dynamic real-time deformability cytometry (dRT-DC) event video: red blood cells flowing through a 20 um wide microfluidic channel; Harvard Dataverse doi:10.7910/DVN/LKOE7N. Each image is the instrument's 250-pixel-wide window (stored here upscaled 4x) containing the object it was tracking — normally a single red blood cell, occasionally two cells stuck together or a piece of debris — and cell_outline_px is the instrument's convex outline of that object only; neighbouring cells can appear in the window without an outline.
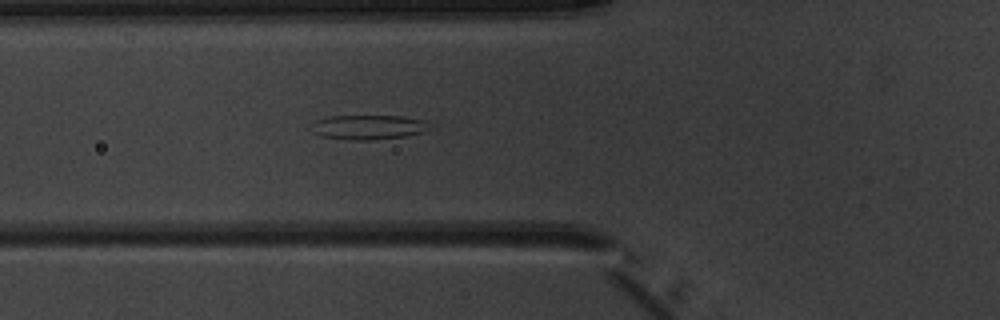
{"species": "common noctule bat (a hibernating species)", "species_latin": "Nyctalus noctula", "temperature_condition": "warm", "stored_images_in_passage": 6, "camera_frame_rate_fps": 3000, "um_per_image_px": 0.085, "animal": {"sex": "male", "body_mass_g": 20.1, "forearm_length_mm": 53.5}, "frame": {"image": 1, "passage_image": 6, "time_ms": 5.667, "image_size_px": [1000, 320], "cell_outline_px": [[432, 128], [424, 132], [408, 136], [372, 140], [352, 140], [320, 136], [312, 132], [316, 120], [328, 116], [404, 116], [424, 120]], "centroid_in_image_um": [31.37, 10.81], "position_along_channel_um": 94.4, "area_um2": 16.99}}